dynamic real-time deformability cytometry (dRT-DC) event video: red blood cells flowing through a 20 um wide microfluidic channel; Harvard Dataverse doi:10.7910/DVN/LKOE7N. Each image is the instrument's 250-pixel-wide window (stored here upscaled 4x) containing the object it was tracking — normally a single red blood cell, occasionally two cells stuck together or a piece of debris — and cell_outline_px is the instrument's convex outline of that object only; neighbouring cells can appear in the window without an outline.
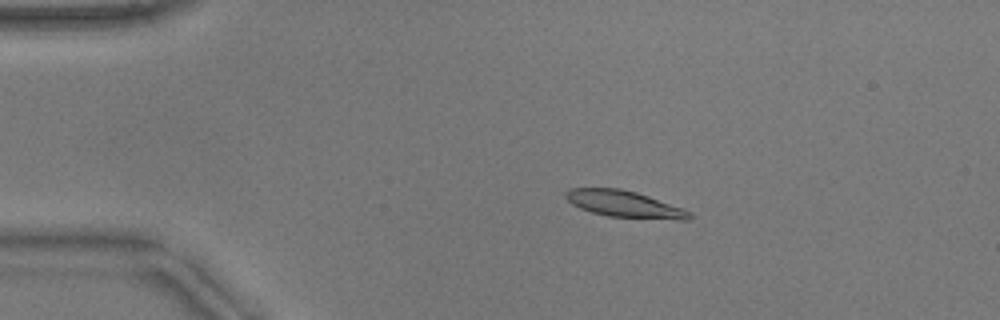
{"species": "common noctule bat (a hibernating species)", "species_latin": "Nyctalus noctula", "temperature_condition": "warm", "stored_images_in_passage": 52, "camera_frame_rate_fps": 3000, "um_per_image_px": 0.085, "animal": {"sex": "male", "body_mass_g": 17.9}, "frame": {"image": 1, "passage_image": 10, "time_ms": 3.0, "image_size_px": [1000, 320], "cell_outline_px": [[692, 216], [688, 220], [680, 220], [608, 216], [592, 212], [580, 208], [572, 204], [564, 196], [564, 192], [568, 188], [620, 188], [636, 192], [684, 208], [692, 212]], "centroid_in_image_um": [53.08, 17.34], "position_along_channel_um": 31.9, "area_um2": 19.25}}
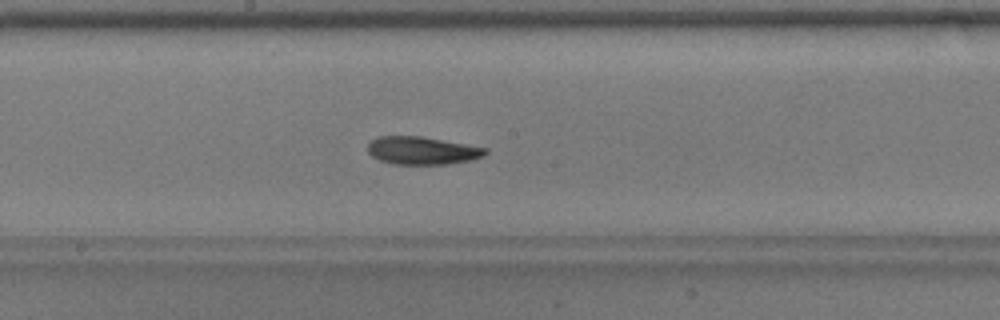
{"frame": {"image": 2, "passage_image": 28, "time_ms": 9.0, "image_size_px": [1000, 320], "cell_outline_px": [[488, 152], [484, 156], [472, 160], [448, 164], [392, 164], [380, 160], [372, 156], [368, 152], [368, 144], [376, 136], [420, 136], [488, 148]], "centroid_in_image_um": [35.89, 12.8], "position_along_channel_um": 212.3, "area_um2": 19.13}}
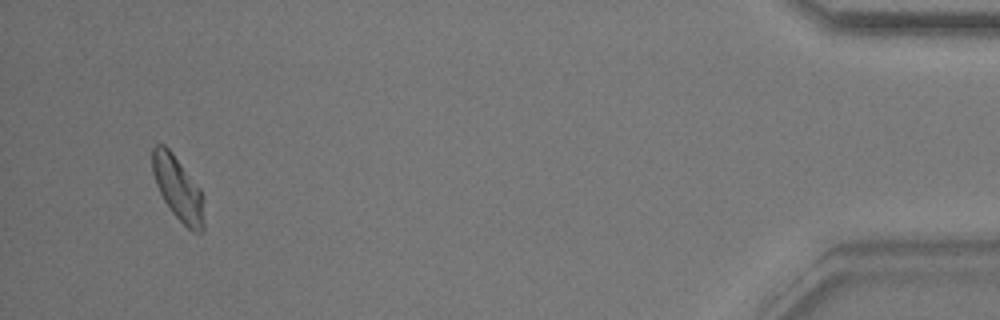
{"frame": {"image": 3, "passage_image": 50, "time_ms": 16.333, "image_size_px": [1000, 320], "cell_outline_px": [[204, 232], [192, 232], [172, 212], [164, 200], [156, 184], [152, 172], [152, 148], [156, 144], [164, 144], [172, 152], [200, 188], [204, 196]], "centroid_in_image_um": [15.15, 16.03], "position_along_channel_um": 420.0, "area_um2": 19.31}, "authors_computed_cell_mechanics": {"area_um2": 19.0162, "velocity_mm_per_s": 3.8368, "shape_relaxation_time_tau1_ms": 4.9835, "shape_relaxation_time_tau2_ms": 3.0733, "deformation_change_tau1": 0.1365, "deformation_change_tau2": 0.09}}